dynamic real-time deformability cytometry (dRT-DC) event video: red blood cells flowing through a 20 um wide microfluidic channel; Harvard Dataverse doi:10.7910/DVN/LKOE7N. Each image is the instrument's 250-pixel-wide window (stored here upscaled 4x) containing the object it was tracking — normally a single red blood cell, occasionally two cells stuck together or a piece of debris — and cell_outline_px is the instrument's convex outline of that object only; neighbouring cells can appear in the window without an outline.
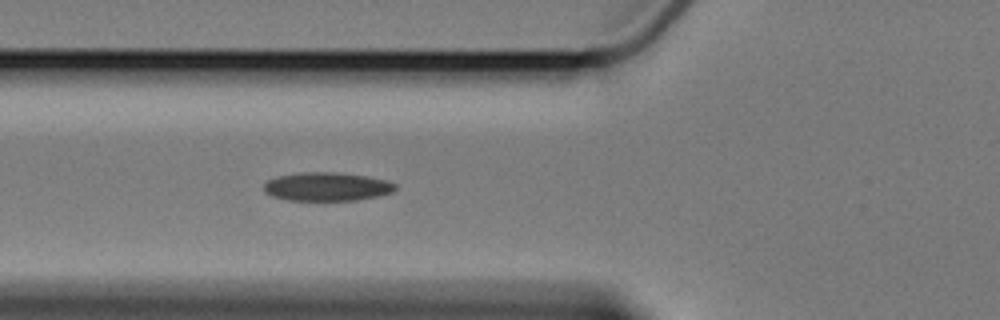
{"species": "Egyptian fruit bat (a non-hibernating species)", "species_latin": "Rousettus aegyptiacus", "temperature_condition": "cold", "stored_images_in_passage": 7, "camera_frame_rate_fps": 3000, "um_per_image_px": 0.085, "animal": {"sex": "female"}, "frame": {"image": 1, "passage_image": 7, "time_ms": 7.0, "image_size_px": [1000, 320], "cell_outline_px": [[396, 188], [392, 192], [376, 196], [356, 200], [288, 200], [272, 196], [264, 192], [264, 184], [268, 180], [276, 176], [300, 172], [340, 172], [368, 176], [388, 180], [396, 184]], "centroid_in_image_um": [27.78, 15.85], "position_along_channel_um": 98.0, "area_um2": 22.02}}